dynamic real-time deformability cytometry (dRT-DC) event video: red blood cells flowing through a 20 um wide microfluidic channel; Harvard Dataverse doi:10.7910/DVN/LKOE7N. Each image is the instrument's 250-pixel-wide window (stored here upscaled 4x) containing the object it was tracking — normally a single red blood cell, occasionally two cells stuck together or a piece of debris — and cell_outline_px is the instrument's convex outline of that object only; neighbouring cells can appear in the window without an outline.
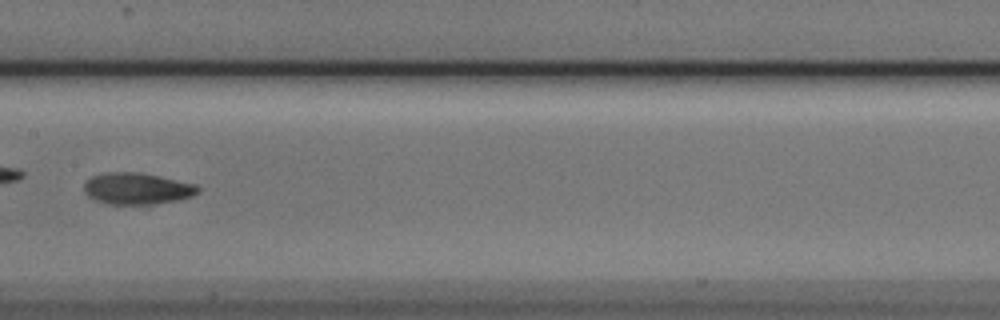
{"species": "Egyptian fruit bat (a non-hibernating species)", "species_latin": "Rousettus aegyptiacus", "temperature_condition": "cold", "stored_images_in_passage": 10, "camera_frame_rate_fps": 3000, "um_per_image_px": 0.085, "animal": {"sex": "male"}, "frame": {"image": 1, "passage_image": 7, "time_ms": 2.0, "image_size_px": [1000, 320], "cell_outline_px": [[200, 192], [192, 196], [176, 200], [156, 204], [104, 204], [88, 196], [84, 192], [84, 184], [92, 176], [108, 172], [140, 172], [196, 184], [200, 188]], "centroid_in_image_um": [11.65, 16.03], "position_along_channel_um": 195.7, "area_um2": 20.98}}
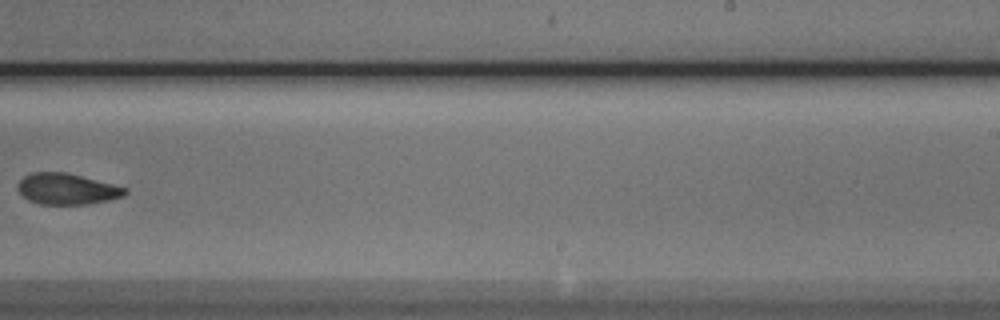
{"frame": {"image": 2, "passage_image": 9, "time_ms": 2.667, "image_size_px": [1000, 320], "cell_outline_px": [[128, 192], [124, 196], [108, 200], [88, 204], [40, 204], [28, 200], [20, 192], [20, 180], [24, 176], [32, 172], [64, 172], [128, 188]], "centroid_in_image_um": [5.72, 16.07], "position_along_channel_um": 283.3, "area_um2": 19.07}}